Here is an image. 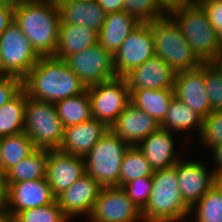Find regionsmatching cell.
I'll return each mask as SVG.
<instances>
[{"label":"cell","mask_w":222,"mask_h":222,"mask_svg":"<svg viewBox=\"0 0 222 222\" xmlns=\"http://www.w3.org/2000/svg\"><path fill=\"white\" fill-rule=\"evenodd\" d=\"M22 88L28 97L54 104L87 90V86L69 68L67 62L54 56L40 57L22 79Z\"/></svg>","instance_id":"6da1fadb"},{"label":"cell","mask_w":222,"mask_h":222,"mask_svg":"<svg viewBox=\"0 0 222 222\" xmlns=\"http://www.w3.org/2000/svg\"><path fill=\"white\" fill-rule=\"evenodd\" d=\"M13 19L40 57L54 56L60 24L55 0H16Z\"/></svg>","instance_id":"7a4b0ae2"},{"label":"cell","mask_w":222,"mask_h":222,"mask_svg":"<svg viewBox=\"0 0 222 222\" xmlns=\"http://www.w3.org/2000/svg\"><path fill=\"white\" fill-rule=\"evenodd\" d=\"M189 215L190 208L179 191L176 164L154 171L152 192L142 210L143 222H180Z\"/></svg>","instance_id":"3957f363"},{"label":"cell","mask_w":222,"mask_h":222,"mask_svg":"<svg viewBox=\"0 0 222 222\" xmlns=\"http://www.w3.org/2000/svg\"><path fill=\"white\" fill-rule=\"evenodd\" d=\"M170 17L180 27L196 57L202 63H214L219 47V36L211 26L204 8L196 3L176 10Z\"/></svg>","instance_id":"277c9868"},{"label":"cell","mask_w":222,"mask_h":222,"mask_svg":"<svg viewBox=\"0 0 222 222\" xmlns=\"http://www.w3.org/2000/svg\"><path fill=\"white\" fill-rule=\"evenodd\" d=\"M154 37L155 55L175 71L196 69L203 63L193 53L180 27L170 16L150 22Z\"/></svg>","instance_id":"5b68a950"},{"label":"cell","mask_w":222,"mask_h":222,"mask_svg":"<svg viewBox=\"0 0 222 222\" xmlns=\"http://www.w3.org/2000/svg\"><path fill=\"white\" fill-rule=\"evenodd\" d=\"M129 146L109 129L84 157L86 173L101 187H120L121 163Z\"/></svg>","instance_id":"8992f818"},{"label":"cell","mask_w":222,"mask_h":222,"mask_svg":"<svg viewBox=\"0 0 222 222\" xmlns=\"http://www.w3.org/2000/svg\"><path fill=\"white\" fill-rule=\"evenodd\" d=\"M24 132L36 149H58L63 139L64 126L55 104L27 96Z\"/></svg>","instance_id":"52a82bcc"},{"label":"cell","mask_w":222,"mask_h":222,"mask_svg":"<svg viewBox=\"0 0 222 222\" xmlns=\"http://www.w3.org/2000/svg\"><path fill=\"white\" fill-rule=\"evenodd\" d=\"M39 58L29 39L13 19L0 36V60L3 71L8 76L23 79L37 64Z\"/></svg>","instance_id":"ba28073f"},{"label":"cell","mask_w":222,"mask_h":222,"mask_svg":"<svg viewBox=\"0 0 222 222\" xmlns=\"http://www.w3.org/2000/svg\"><path fill=\"white\" fill-rule=\"evenodd\" d=\"M92 117L108 127L130 103V90L125 77H115L87 87Z\"/></svg>","instance_id":"9c48e42d"},{"label":"cell","mask_w":222,"mask_h":222,"mask_svg":"<svg viewBox=\"0 0 222 222\" xmlns=\"http://www.w3.org/2000/svg\"><path fill=\"white\" fill-rule=\"evenodd\" d=\"M65 61L87 87L117 77L113 56L98 43L71 54Z\"/></svg>","instance_id":"30bf717a"},{"label":"cell","mask_w":222,"mask_h":222,"mask_svg":"<svg viewBox=\"0 0 222 222\" xmlns=\"http://www.w3.org/2000/svg\"><path fill=\"white\" fill-rule=\"evenodd\" d=\"M155 55L154 37L150 23H140L123 41L113 56L117 76L125 77L134 68Z\"/></svg>","instance_id":"8fae6325"},{"label":"cell","mask_w":222,"mask_h":222,"mask_svg":"<svg viewBox=\"0 0 222 222\" xmlns=\"http://www.w3.org/2000/svg\"><path fill=\"white\" fill-rule=\"evenodd\" d=\"M88 222H143L142 211L122 187H102Z\"/></svg>","instance_id":"7c38bea8"},{"label":"cell","mask_w":222,"mask_h":222,"mask_svg":"<svg viewBox=\"0 0 222 222\" xmlns=\"http://www.w3.org/2000/svg\"><path fill=\"white\" fill-rule=\"evenodd\" d=\"M207 168L203 161L181 158L176 163L179 191L190 209L217 183L214 171Z\"/></svg>","instance_id":"4fadbf2b"},{"label":"cell","mask_w":222,"mask_h":222,"mask_svg":"<svg viewBox=\"0 0 222 222\" xmlns=\"http://www.w3.org/2000/svg\"><path fill=\"white\" fill-rule=\"evenodd\" d=\"M6 186V211L14 217L18 212L48 205L56 200L46 178L26 180Z\"/></svg>","instance_id":"5bb4252c"},{"label":"cell","mask_w":222,"mask_h":222,"mask_svg":"<svg viewBox=\"0 0 222 222\" xmlns=\"http://www.w3.org/2000/svg\"><path fill=\"white\" fill-rule=\"evenodd\" d=\"M205 81V63H203L196 69L176 72L174 83L175 97L203 118L212 112Z\"/></svg>","instance_id":"9a60e30c"},{"label":"cell","mask_w":222,"mask_h":222,"mask_svg":"<svg viewBox=\"0 0 222 222\" xmlns=\"http://www.w3.org/2000/svg\"><path fill=\"white\" fill-rule=\"evenodd\" d=\"M101 186L87 173L56 197L62 213L71 221L78 215L90 216Z\"/></svg>","instance_id":"2e32d148"},{"label":"cell","mask_w":222,"mask_h":222,"mask_svg":"<svg viewBox=\"0 0 222 222\" xmlns=\"http://www.w3.org/2000/svg\"><path fill=\"white\" fill-rule=\"evenodd\" d=\"M86 173L85 160L58 149L50 150L46 179L57 197Z\"/></svg>","instance_id":"e0dca14e"},{"label":"cell","mask_w":222,"mask_h":222,"mask_svg":"<svg viewBox=\"0 0 222 222\" xmlns=\"http://www.w3.org/2000/svg\"><path fill=\"white\" fill-rule=\"evenodd\" d=\"M176 72L162 60L154 55L143 64L130 71L125 79L129 90L149 88L174 89Z\"/></svg>","instance_id":"ac0fdd59"},{"label":"cell","mask_w":222,"mask_h":222,"mask_svg":"<svg viewBox=\"0 0 222 222\" xmlns=\"http://www.w3.org/2000/svg\"><path fill=\"white\" fill-rule=\"evenodd\" d=\"M159 127L153 117L130 102L109 129L130 146H137Z\"/></svg>","instance_id":"d6986e66"},{"label":"cell","mask_w":222,"mask_h":222,"mask_svg":"<svg viewBox=\"0 0 222 222\" xmlns=\"http://www.w3.org/2000/svg\"><path fill=\"white\" fill-rule=\"evenodd\" d=\"M108 130L109 127L104 122L93 117L82 123L64 127L63 139L58 150L84 158Z\"/></svg>","instance_id":"ffe728a7"},{"label":"cell","mask_w":222,"mask_h":222,"mask_svg":"<svg viewBox=\"0 0 222 222\" xmlns=\"http://www.w3.org/2000/svg\"><path fill=\"white\" fill-rule=\"evenodd\" d=\"M60 23L84 25L97 33L102 28L106 12L96 0H55Z\"/></svg>","instance_id":"44dd1931"},{"label":"cell","mask_w":222,"mask_h":222,"mask_svg":"<svg viewBox=\"0 0 222 222\" xmlns=\"http://www.w3.org/2000/svg\"><path fill=\"white\" fill-rule=\"evenodd\" d=\"M172 132L159 127L141 141L137 147L148 160L153 171L175 165L182 157H178L174 149Z\"/></svg>","instance_id":"7402d4cb"},{"label":"cell","mask_w":222,"mask_h":222,"mask_svg":"<svg viewBox=\"0 0 222 222\" xmlns=\"http://www.w3.org/2000/svg\"><path fill=\"white\" fill-rule=\"evenodd\" d=\"M140 23L125 10L107 13L104 24L98 31V44L114 56L123 41Z\"/></svg>","instance_id":"603a6c76"},{"label":"cell","mask_w":222,"mask_h":222,"mask_svg":"<svg viewBox=\"0 0 222 222\" xmlns=\"http://www.w3.org/2000/svg\"><path fill=\"white\" fill-rule=\"evenodd\" d=\"M98 43V33L84 25L59 24L58 47L54 57L65 60L73 53Z\"/></svg>","instance_id":"cb8c5ba5"},{"label":"cell","mask_w":222,"mask_h":222,"mask_svg":"<svg viewBox=\"0 0 222 222\" xmlns=\"http://www.w3.org/2000/svg\"><path fill=\"white\" fill-rule=\"evenodd\" d=\"M174 96V89L153 90L144 88L130 90V102L139 110L153 117L158 124L163 122Z\"/></svg>","instance_id":"d4e9b609"},{"label":"cell","mask_w":222,"mask_h":222,"mask_svg":"<svg viewBox=\"0 0 222 222\" xmlns=\"http://www.w3.org/2000/svg\"><path fill=\"white\" fill-rule=\"evenodd\" d=\"M49 159L50 150L35 149L6 173L4 184L46 178Z\"/></svg>","instance_id":"484cf974"},{"label":"cell","mask_w":222,"mask_h":222,"mask_svg":"<svg viewBox=\"0 0 222 222\" xmlns=\"http://www.w3.org/2000/svg\"><path fill=\"white\" fill-rule=\"evenodd\" d=\"M203 121L204 118L200 114L193 111L189 106L174 96L160 127L174 132V134L181 131H187V133H189L188 130L195 129L199 136L203 127Z\"/></svg>","instance_id":"4316f807"},{"label":"cell","mask_w":222,"mask_h":222,"mask_svg":"<svg viewBox=\"0 0 222 222\" xmlns=\"http://www.w3.org/2000/svg\"><path fill=\"white\" fill-rule=\"evenodd\" d=\"M27 93L22 88L0 108V137L24 132Z\"/></svg>","instance_id":"83f0119b"},{"label":"cell","mask_w":222,"mask_h":222,"mask_svg":"<svg viewBox=\"0 0 222 222\" xmlns=\"http://www.w3.org/2000/svg\"><path fill=\"white\" fill-rule=\"evenodd\" d=\"M55 107L64 127L79 124L92 118L88 90L56 102Z\"/></svg>","instance_id":"f1b7e54d"},{"label":"cell","mask_w":222,"mask_h":222,"mask_svg":"<svg viewBox=\"0 0 222 222\" xmlns=\"http://www.w3.org/2000/svg\"><path fill=\"white\" fill-rule=\"evenodd\" d=\"M4 177L17 163L29 156L36 148L25 132L0 137Z\"/></svg>","instance_id":"f546056e"},{"label":"cell","mask_w":222,"mask_h":222,"mask_svg":"<svg viewBox=\"0 0 222 222\" xmlns=\"http://www.w3.org/2000/svg\"><path fill=\"white\" fill-rule=\"evenodd\" d=\"M153 170L137 146H129L124 154L120 170V187L132 180L152 177Z\"/></svg>","instance_id":"4dcf8cb0"},{"label":"cell","mask_w":222,"mask_h":222,"mask_svg":"<svg viewBox=\"0 0 222 222\" xmlns=\"http://www.w3.org/2000/svg\"><path fill=\"white\" fill-rule=\"evenodd\" d=\"M191 213L195 222H222V189L217 183L190 209Z\"/></svg>","instance_id":"1f68e13d"},{"label":"cell","mask_w":222,"mask_h":222,"mask_svg":"<svg viewBox=\"0 0 222 222\" xmlns=\"http://www.w3.org/2000/svg\"><path fill=\"white\" fill-rule=\"evenodd\" d=\"M14 222H68L70 221L61 211L57 201L37 208L25 209L18 212Z\"/></svg>","instance_id":"d6a6232c"},{"label":"cell","mask_w":222,"mask_h":222,"mask_svg":"<svg viewBox=\"0 0 222 222\" xmlns=\"http://www.w3.org/2000/svg\"><path fill=\"white\" fill-rule=\"evenodd\" d=\"M205 85L212 111L222 110V71L215 63H205Z\"/></svg>","instance_id":"836d02e7"},{"label":"cell","mask_w":222,"mask_h":222,"mask_svg":"<svg viewBox=\"0 0 222 222\" xmlns=\"http://www.w3.org/2000/svg\"><path fill=\"white\" fill-rule=\"evenodd\" d=\"M199 136L202 146L210 150L222 145V110L212 111L204 118Z\"/></svg>","instance_id":"e575fe53"},{"label":"cell","mask_w":222,"mask_h":222,"mask_svg":"<svg viewBox=\"0 0 222 222\" xmlns=\"http://www.w3.org/2000/svg\"><path fill=\"white\" fill-rule=\"evenodd\" d=\"M124 10L141 23H150L164 17L158 0H124Z\"/></svg>","instance_id":"d590c367"},{"label":"cell","mask_w":222,"mask_h":222,"mask_svg":"<svg viewBox=\"0 0 222 222\" xmlns=\"http://www.w3.org/2000/svg\"><path fill=\"white\" fill-rule=\"evenodd\" d=\"M128 198L142 211L152 192V177H142L121 186Z\"/></svg>","instance_id":"8d00e7d4"},{"label":"cell","mask_w":222,"mask_h":222,"mask_svg":"<svg viewBox=\"0 0 222 222\" xmlns=\"http://www.w3.org/2000/svg\"><path fill=\"white\" fill-rule=\"evenodd\" d=\"M198 3L204 8L218 36L222 35V0H198Z\"/></svg>","instance_id":"74e56055"},{"label":"cell","mask_w":222,"mask_h":222,"mask_svg":"<svg viewBox=\"0 0 222 222\" xmlns=\"http://www.w3.org/2000/svg\"><path fill=\"white\" fill-rule=\"evenodd\" d=\"M22 89V79L16 76L0 78V108Z\"/></svg>","instance_id":"f35d334b"},{"label":"cell","mask_w":222,"mask_h":222,"mask_svg":"<svg viewBox=\"0 0 222 222\" xmlns=\"http://www.w3.org/2000/svg\"><path fill=\"white\" fill-rule=\"evenodd\" d=\"M198 3V0H158L160 12L164 16H170L176 10H181Z\"/></svg>","instance_id":"ab89813d"},{"label":"cell","mask_w":222,"mask_h":222,"mask_svg":"<svg viewBox=\"0 0 222 222\" xmlns=\"http://www.w3.org/2000/svg\"><path fill=\"white\" fill-rule=\"evenodd\" d=\"M15 1L0 2V36L13 20Z\"/></svg>","instance_id":"60d3db41"},{"label":"cell","mask_w":222,"mask_h":222,"mask_svg":"<svg viewBox=\"0 0 222 222\" xmlns=\"http://www.w3.org/2000/svg\"><path fill=\"white\" fill-rule=\"evenodd\" d=\"M106 13L124 10V0H96Z\"/></svg>","instance_id":"b9f144b4"},{"label":"cell","mask_w":222,"mask_h":222,"mask_svg":"<svg viewBox=\"0 0 222 222\" xmlns=\"http://www.w3.org/2000/svg\"><path fill=\"white\" fill-rule=\"evenodd\" d=\"M211 151L213 153V159L215 161L214 164H216L213 171L217 180L219 177L222 176V145L212 148Z\"/></svg>","instance_id":"7bdbcfd3"},{"label":"cell","mask_w":222,"mask_h":222,"mask_svg":"<svg viewBox=\"0 0 222 222\" xmlns=\"http://www.w3.org/2000/svg\"><path fill=\"white\" fill-rule=\"evenodd\" d=\"M6 210V186L4 179H0V212Z\"/></svg>","instance_id":"ee69618b"},{"label":"cell","mask_w":222,"mask_h":222,"mask_svg":"<svg viewBox=\"0 0 222 222\" xmlns=\"http://www.w3.org/2000/svg\"><path fill=\"white\" fill-rule=\"evenodd\" d=\"M0 222H14L13 217L5 210L0 212Z\"/></svg>","instance_id":"f6af8a7d"},{"label":"cell","mask_w":222,"mask_h":222,"mask_svg":"<svg viewBox=\"0 0 222 222\" xmlns=\"http://www.w3.org/2000/svg\"><path fill=\"white\" fill-rule=\"evenodd\" d=\"M0 179H4V164H3V156L1 154V148H0Z\"/></svg>","instance_id":"bcb514c9"},{"label":"cell","mask_w":222,"mask_h":222,"mask_svg":"<svg viewBox=\"0 0 222 222\" xmlns=\"http://www.w3.org/2000/svg\"><path fill=\"white\" fill-rule=\"evenodd\" d=\"M6 76H8V75L3 71V67L1 64V60H0V78H4Z\"/></svg>","instance_id":"7dc6e473"},{"label":"cell","mask_w":222,"mask_h":222,"mask_svg":"<svg viewBox=\"0 0 222 222\" xmlns=\"http://www.w3.org/2000/svg\"><path fill=\"white\" fill-rule=\"evenodd\" d=\"M214 63H215V64L219 67V69L222 71V58H221V59H216Z\"/></svg>","instance_id":"c3c4849f"},{"label":"cell","mask_w":222,"mask_h":222,"mask_svg":"<svg viewBox=\"0 0 222 222\" xmlns=\"http://www.w3.org/2000/svg\"><path fill=\"white\" fill-rule=\"evenodd\" d=\"M217 184L222 189V176L217 179Z\"/></svg>","instance_id":"681fc988"},{"label":"cell","mask_w":222,"mask_h":222,"mask_svg":"<svg viewBox=\"0 0 222 222\" xmlns=\"http://www.w3.org/2000/svg\"><path fill=\"white\" fill-rule=\"evenodd\" d=\"M8 1H16V0H0V2H8Z\"/></svg>","instance_id":"f907efd6"}]
</instances>
